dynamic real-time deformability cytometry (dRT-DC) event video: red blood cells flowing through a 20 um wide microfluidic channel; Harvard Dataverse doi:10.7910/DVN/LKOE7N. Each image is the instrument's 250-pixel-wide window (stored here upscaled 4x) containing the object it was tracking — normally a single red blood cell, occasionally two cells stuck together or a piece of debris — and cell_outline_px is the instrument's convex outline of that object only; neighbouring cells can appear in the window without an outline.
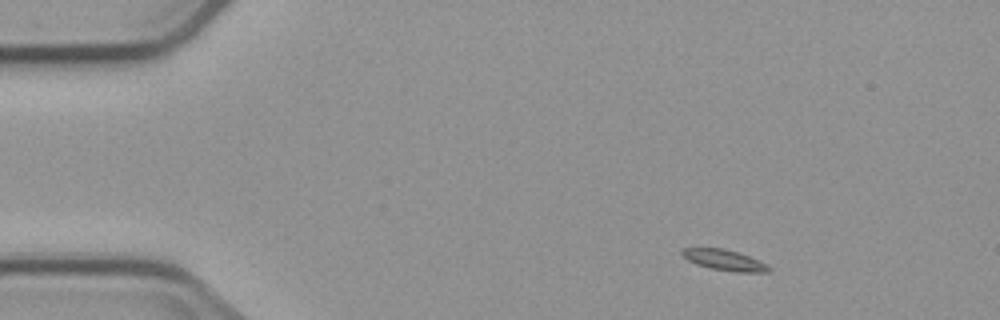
{"species": "common noctule bat (a hibernating species)", "species_latin": "Nyctalus noctula", "temperature_condition": "cold", "stored_images_in_passage": 11, "camera_frame_rate_fps": 3000, "um_per_image_px": 0.085, "animal": {"sex": "male", "body_mass_g": 23.1, "forearm_length_mm": 52.7}, "frame": {"image": 1, "passage_image": 1, "time_ms": 0.0, "image_size_px": [1000, 320], "cell_outline_px": [[772, 272], [736, 272], [712, 268], [696, 264], [688, 260], [680, 252], [684, 248], [724, 248], [748, 256], [768, 264], [772, 268]], "centroid_in_image_um": [61.62, 22.11], "position_along_channel_um": 23.4, "area_um2": 10.4}}
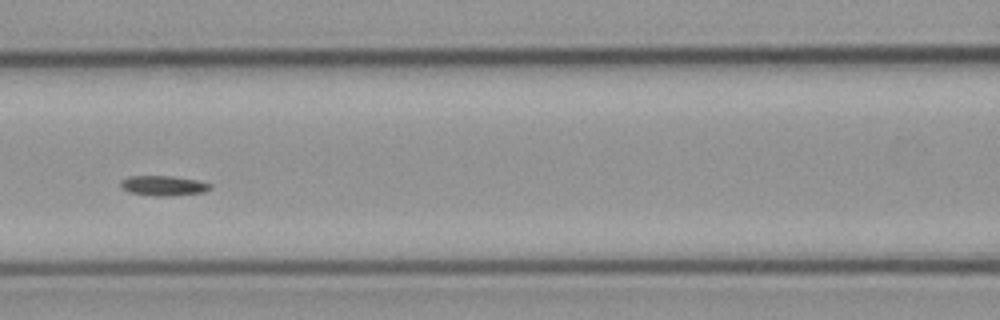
{"frame": {"image": 2, "passage_image": 5, "time_ms": 5.667, "image_size_px": [1000, 320], "cell_outline_px": [[212, 188], [204, 192], [168, 196], [156, 196], [128, 192], [120, 188], [120, 180], [128, 176], [172, 176], [196, 180], [212, 184]], "centroid_in_image_um": [13.86, 15.78], "position_along_channel_um": 152.7, "area_um2": 10.52}}
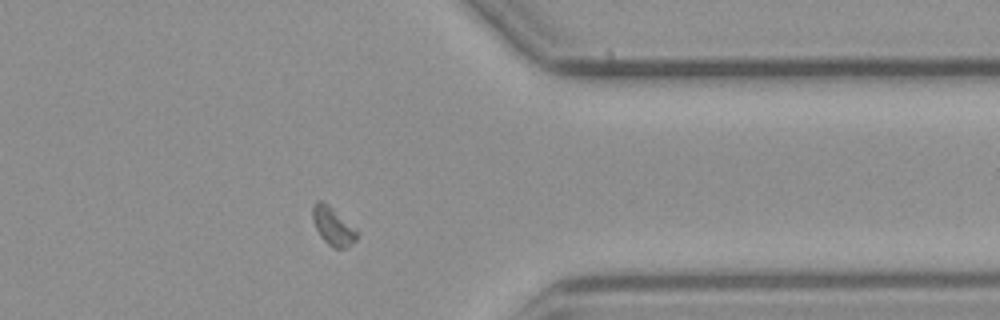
{"frame": {"image": 3, "passage_image": 11, "time_ms": 12.333, "image_size_px": [1000, 320], "cell_outline_px": [[360, 232], [356, 240], [352, 244], [344, 248], [332, 248], [320, 236], [312, 220], [312, 204], [316, 200], [320, 200], [328, 204], [356, 228]], "centroid_in_image_um": [28.31, 19.21], "position_along_channel_um": 383.1, "area_um2": 10.06}}